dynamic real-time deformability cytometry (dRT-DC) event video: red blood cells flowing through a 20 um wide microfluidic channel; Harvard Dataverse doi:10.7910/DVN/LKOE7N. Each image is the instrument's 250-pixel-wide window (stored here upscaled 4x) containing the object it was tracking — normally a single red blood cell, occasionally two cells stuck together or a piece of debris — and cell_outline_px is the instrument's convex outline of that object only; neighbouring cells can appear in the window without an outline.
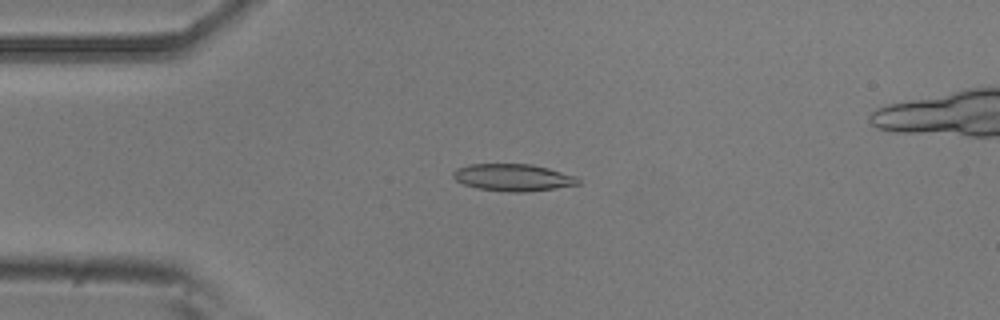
{"species": "common noctule bat (a hibernating species)", "species_latin": "Nyctalus noctula", "temperature_condition": "room temperature", "stored_images_in_passage": 9, "camera_frame_rate_fps": 3000, "um_per_image_px": 0.085, "animal": {"sex": "male", "body_mass_g": 20.5, "forearm_length_mm": 52.5}, "frame": {"image": 1, "passage_image": 3, "time_ms": 0.667, "image_size_px": [1000, 320], "cell_outline_px": [[580, 184], [524, 192], [512, 192], [476, 188], [464, 184], [456, 180], [452, 176], [452, 172], [456, 168], [468, 164], [532, 164], [548, 168], [576, 176], [580, 180]], "centroid_in_image_um": [43.58, 15.07], "position_along_channel_um": 41.4, "area_um2": 19.65}}
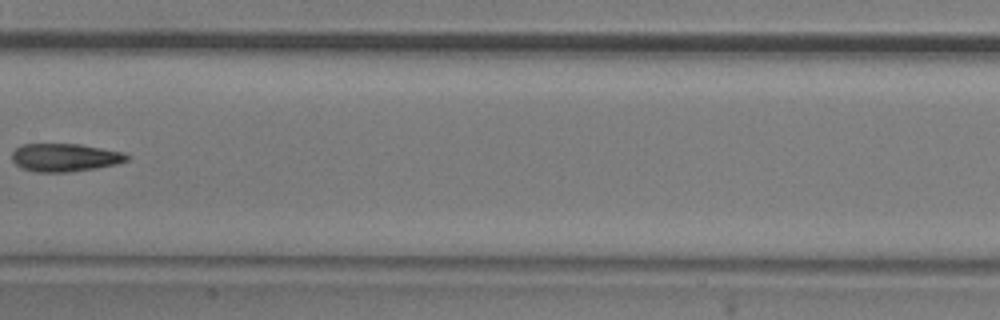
{"frame": {"image": 2, "passage_image": 7, "time_ms": 2.0, "image_size_px": [1000, 320], "cell_outline_px": [[128, 160], [116, 164], [96, 168], [68, 172], [36, 172], [24, 168], [16, 164], [12, 160], [12, 152], [16, 148], [24, 144], [80, 144], [124, 152], [128, 156]], "centroid_in_image_um": [5.52, 13.38], "position_along_channel_um": 201.9, "area_um2": 18.67}}
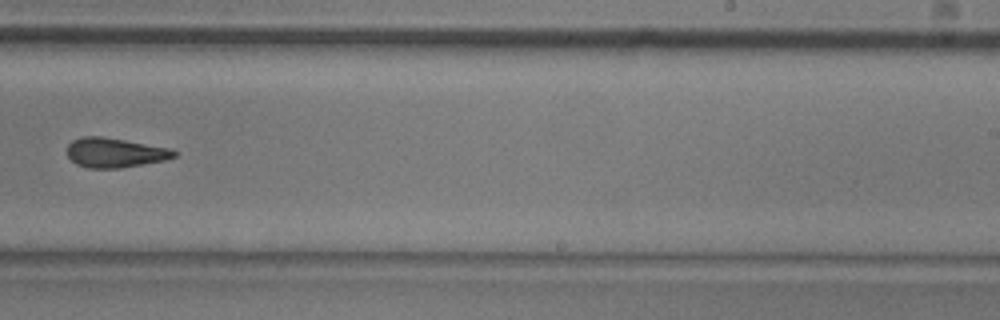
{"frame": {"image": 3, "passage_image": 9, "time_ms": 2.667, "image_size_px": [1000, 320], "cell_outline_px": [[176, 156], [164, 160], [120, 168], [88, 168], [76, 164], [68, 156], [68, 144], [72, 140], [84, 136], [100, 136], [172, 148], [176, 152]], "centroid_in_image_um": [9.76, 12.97], "position_along_channel_um": 279.2, "area_um2": 18.32}}